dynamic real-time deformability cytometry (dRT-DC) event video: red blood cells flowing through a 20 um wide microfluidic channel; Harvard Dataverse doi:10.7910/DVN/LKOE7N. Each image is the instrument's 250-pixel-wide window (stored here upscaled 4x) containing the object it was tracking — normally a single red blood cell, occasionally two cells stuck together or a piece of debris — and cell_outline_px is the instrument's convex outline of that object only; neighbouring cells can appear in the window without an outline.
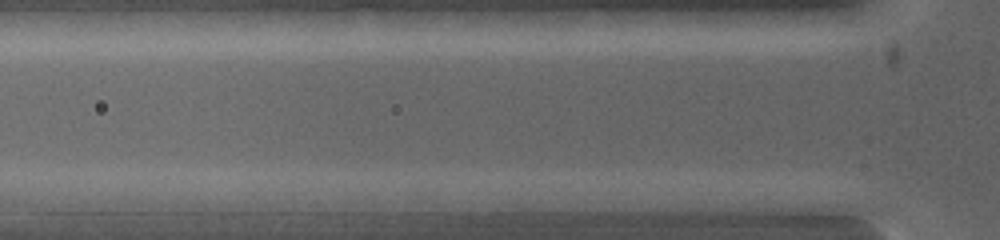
{"species": "common noctule bat (a hibernating species)", "species_latin": "Nyctalus noctula", "temperature_condition": "warm", "stored_images_in_passage": 3, "segment_of_instrument_passage": [2, 2], "camera_frame_rate_fps": 5000, "um_per_image_px": 0.085, "animal": {"sex": "female", "body_mass_g": 19.0, "forearm_length_mm": 53.3}, "frame": {"image": 1, "passage_image": 3, "time_ms": 0.4, "image_size_px": [1000, 240], "cell_outline_px": [[604, 200], [572, 212], [496, 212], [496, 200], [584, 192]], "centroid_in_image_um": [46.56, 17.28], "position_along_channel_um": 79.2, "area_um2": 11.1}}